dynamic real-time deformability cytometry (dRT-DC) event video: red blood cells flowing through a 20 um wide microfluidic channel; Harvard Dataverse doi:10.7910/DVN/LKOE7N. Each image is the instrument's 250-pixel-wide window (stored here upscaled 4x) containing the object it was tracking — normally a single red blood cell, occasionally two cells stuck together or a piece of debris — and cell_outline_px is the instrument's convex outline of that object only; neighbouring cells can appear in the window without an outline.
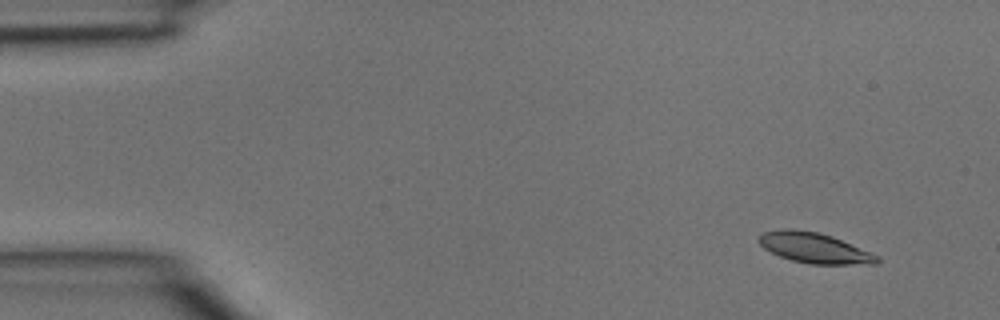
{"species": "common noctule bat (a hibernating species)", "species_latin": "Nyctalus noctula", "temperature_condition": "room temperature", "stored_images_in_passage": 4, "camera_frame_rate_fps": 3000, "um_per_image_px": 0.085, "animal": {"sex": "male", "body_mass_g": 15.6}, "frame": {"image": 1, "passage_image": 1, "time_ms": 0.0, "image_size_px": [1000, 320], "cell_outline_px": [[880, 260], [876, 264], [812, 264], [792, 260], [780, 256], [764, 248], [756, 240], [764, 232], [780, 228], [788, 228], [816, 232], [832, 236], [880, 256]], "centroid_in_image_um": [69.22, 21.07], "position_along_channel_um": 15.8, "area_um2": 20.81}}
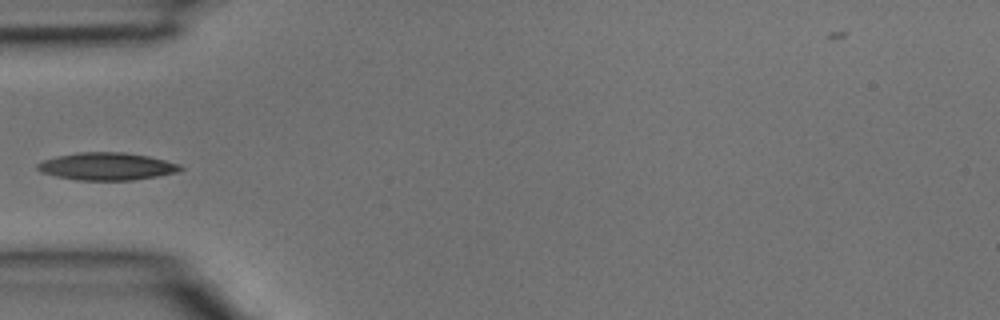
{"frame": {"image": 2, "passage_image": 4, "time_ms": 1.0, "image_size_px": [1000, 320], "cell_outline_px": [[184, 168], [176, 172], [156, 176], [132, 180], [76, 180], [56, 176], [40, 172], [36, 168], [36, 164], [44, 160], [56, 156], [80, 152], [124, 152], [148, 156], [180, 164]], "centroid_in_image_um": [9.05, 14.14], "position_along_channel_um": 76.0, "area_um2": 22.83}}